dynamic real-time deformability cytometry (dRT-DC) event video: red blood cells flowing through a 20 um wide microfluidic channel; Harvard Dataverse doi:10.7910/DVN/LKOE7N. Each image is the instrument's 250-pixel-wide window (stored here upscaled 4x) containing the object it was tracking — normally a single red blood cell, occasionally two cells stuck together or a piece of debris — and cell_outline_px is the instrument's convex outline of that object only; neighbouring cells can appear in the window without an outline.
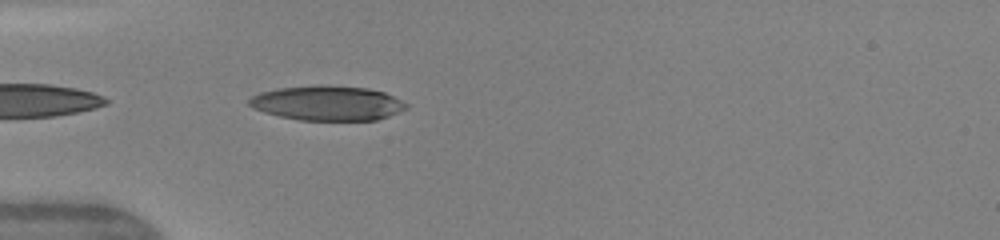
{"species": "human", "species_latin": "Homo sapiens", "temperature_condition": "warm", "stored_images_in_passage": 14, "camera_frame_rate_fps": 3000, "um_per_image_px": 0.085, "donor": {"sex": "female"}, "frame": {"image": 1, "passage_image": 1, "time_ms": 0.0, "image_size_px": [1000, 240], "cell_outline_px": [[408, 108], [388, 116], [376, 120], [300, 120], [280, 116], [264, 112], [252, 108], [248, 104], [248, 100], [252, 96], [260, 92], [276, 88], [320, 84], [324, 84], [368, 88], [384, 92], [408, 104]], "centroid_in_image_um": [27.8, 8.75], "position_along_channel_um": 57.2, "area_um2": 31.96}}